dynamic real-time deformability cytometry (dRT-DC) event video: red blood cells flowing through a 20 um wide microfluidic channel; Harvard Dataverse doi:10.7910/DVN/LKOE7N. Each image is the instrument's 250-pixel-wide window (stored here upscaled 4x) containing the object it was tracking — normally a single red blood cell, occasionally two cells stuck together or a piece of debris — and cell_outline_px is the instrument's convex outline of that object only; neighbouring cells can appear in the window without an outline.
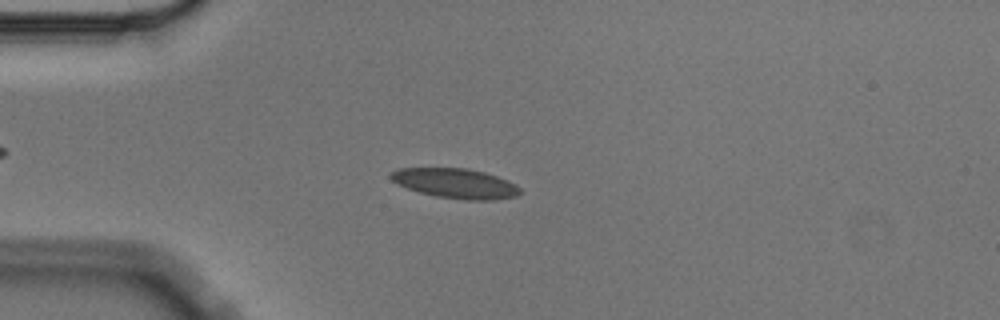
{"species": "Egyptian fruit bat (a non-hibernating species)", "species_latin": "Rousettus aegyptiacus", "temperature_condition": "cold", "stored_images_in_passage": 2, "camera_frame_rate_fps": 3000, "um_per_image_px": 0.085, "animal": {"sex": "male"}, "frame": {"image": 1, "passage_image": 2, "time_ms": 0.333, "image_size_px": [1000, 320], "cell_outline_px": [[524, 192], [516, 196], [492, 200], [464, 200], [436, 196], [420, 192], [396, 184], [388, 176], [392, 172], [400, 168], [468, 168], [484, 172], [508, 180], [516, 184]], "centroid_in_image_um": [38.75, 15.59], "position_along_channel_um": 46.3, "area_um2": 22.54}}